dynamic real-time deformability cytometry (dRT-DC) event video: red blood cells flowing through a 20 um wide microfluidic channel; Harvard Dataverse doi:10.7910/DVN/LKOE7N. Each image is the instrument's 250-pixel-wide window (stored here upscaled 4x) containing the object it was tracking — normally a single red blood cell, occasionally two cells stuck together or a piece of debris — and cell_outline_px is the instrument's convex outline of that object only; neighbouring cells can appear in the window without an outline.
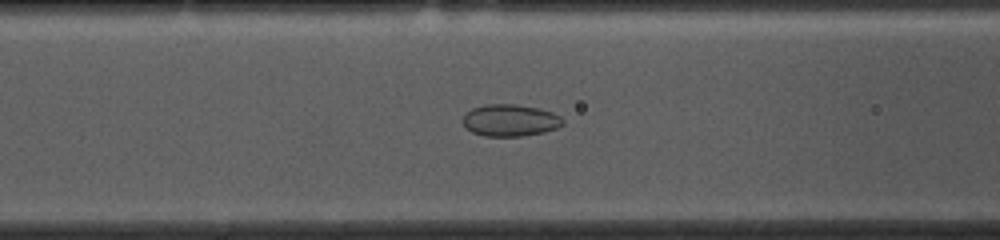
{"species": "common noctule bat (a hibernating species)", "species_latin": "Nyctalus noctula", "temperature_condition": "cold", "stored_images_in_passage": 53, "camera_frame_rate_fps": 3000, "um_per_image_px": 0.085, "animal": {"sex": "female", "body_mass_g": 10.0, "forearm_length_mm": 53.1}, "frame": {"image": 1, "passage_image": 20, "time_ms": 6.333, "image_size_px": [1000, 240], "cell_outline_px": [[564, 124], [556, 128], [544, 132], [520, 136], [484, 136], [472, 132], [464, 124], [464, 116], [472, 108], [484, 104], [516, 104], [540, 108], [552, 112], [560, 116], [564, 120]], "centroid_in_image_um": [43.4, 10.22], "position_along_channel_um": 123.2, "area_um2": 18.55}}
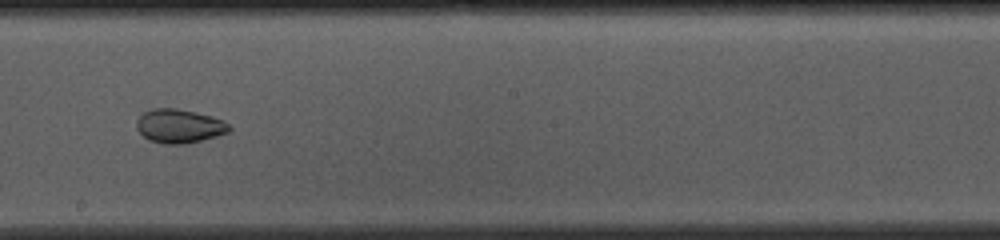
{"frame": {"image": 2, "passage_image": 29, "time_ms": 9.333, "image_size_px": [1000, 240], "cell_outline_px": [[232, 128], [228, 132], [216, 136], [184, 144], [164, 144], [148, 140], [136, 128], [136, 120], [144, 112], [152, 108], [176, 108], [196, 112], [212, 116], [224, 120]], "centroid_in_image_um": [15.23, 10.71], "position_along_channel_um": 233.0, "area_um2": 18.32}}
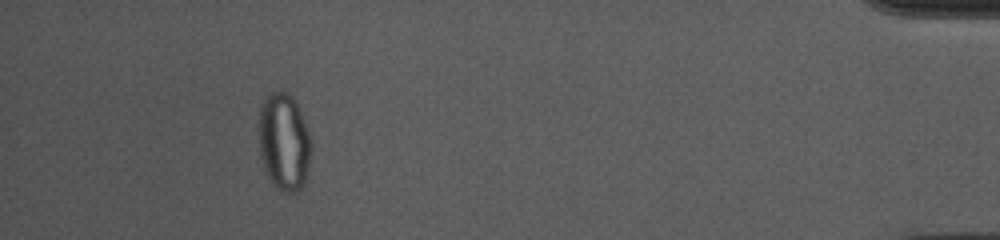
{"frame": {"image": 3, "passage_image": 49, "time_ms": 16.0, "image_size_px": [1000, 240], "cell_outline_px": [[312, 152], [308, 172], [304, 184], [296, 192], [288, 192], [272, 184], [264, 168], [260, 156], [256, 132], [256, 124], [260, 104], [272, 92], [280, 88], [288, 92], [292, 96], [300, 112], [308, 132], [312, 144]], "centroid_in_image_um": [24.1, 12.02], "position_along_channel_um": 411.1, "area_um2": 30.58}, "authors_computed_cell_mechanics": {"area_um2": 23.1778, "velocity_mm_per_s": 3.6625, "shape_relaxation_time_tau1_ms": null, "shape_relaxation_time_tau2_ms": 1.3968, "deformation_change_tau1": null, "deformation_change_tau2": 0.0443}}